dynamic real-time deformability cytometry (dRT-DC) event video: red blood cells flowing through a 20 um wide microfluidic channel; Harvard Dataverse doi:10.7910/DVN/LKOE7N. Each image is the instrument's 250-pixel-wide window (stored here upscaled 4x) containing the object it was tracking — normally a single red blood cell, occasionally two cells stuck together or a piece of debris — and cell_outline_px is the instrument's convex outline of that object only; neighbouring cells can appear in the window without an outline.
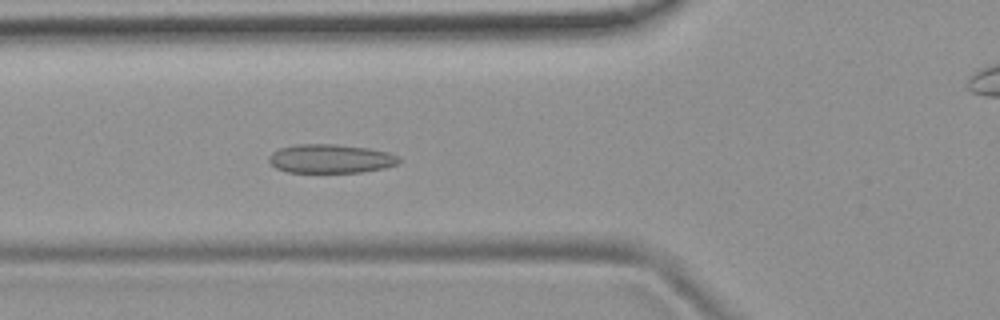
{"species": "common noctule bat (a hibernating species)", "species_latin": "Nyctalus noctula", "temperature_condition": "room temperature", "stored_images_in_passage": 7, "camera_frame_rate_fps": 3000, "um_per_image_px": 0.085, "animal": {"sex": "female", "body_mass_g": 19.9}, "frame": {"image": 1, "passage_image": 6, "time_ms": 1.667, "image_size_px": [1000, 320], "cell_outline_px": [[400, 160], [396, 164], [384, 168], [360, 172], [288, 172], [276, 168], [268, 160], [268, 156], [272, 152], [280, 148], [296, 144], [336, 144], [368, 148], [388, 152], [400, 156]], "centroid_in_image_um": [28.09, 13.48], "position_along_channel_um": 97.7, "area_um2": 21.85}}